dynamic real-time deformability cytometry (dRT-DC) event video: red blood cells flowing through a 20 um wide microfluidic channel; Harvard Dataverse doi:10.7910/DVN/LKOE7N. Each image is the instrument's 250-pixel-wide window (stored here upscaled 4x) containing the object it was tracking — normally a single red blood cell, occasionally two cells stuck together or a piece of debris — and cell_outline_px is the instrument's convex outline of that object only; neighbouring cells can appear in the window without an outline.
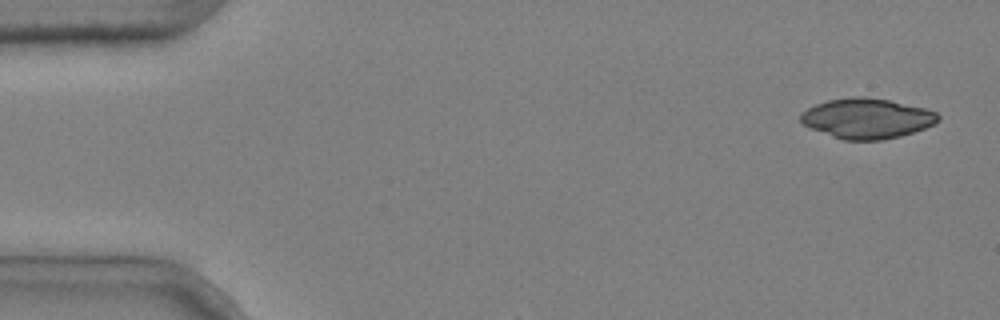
{"species": "common noctule bat (a hibernating species)", "species_latin": "Nyctalus noctula", "temperature_condition": "cold", "stored_images_in_passage": 10, "camera_frame_rate_fps": 3000, "um_per_image_px": 0.085, "animal": {"sex": "male", "body_mass_g": 20.4}, "frame": {"image": 1, "passage_image": 1, "time_ms": 0.0, "image_size_px": [1000, 320], "cell_outline_px": [[940, 120], [936, 124], [900, 136], [884, 140], [844, 140], [812, 128], [804, 124], [800, 120], [800, 112], [816, 104], [828, 100], [852, 96], [864, 96], [888, 100], [924, 108], [936, 112], [940, 116]], "centroid_in_image_um": [73.7, 10.06], "position_along_channel_um": 11.3, "area_um2": 32.02}}